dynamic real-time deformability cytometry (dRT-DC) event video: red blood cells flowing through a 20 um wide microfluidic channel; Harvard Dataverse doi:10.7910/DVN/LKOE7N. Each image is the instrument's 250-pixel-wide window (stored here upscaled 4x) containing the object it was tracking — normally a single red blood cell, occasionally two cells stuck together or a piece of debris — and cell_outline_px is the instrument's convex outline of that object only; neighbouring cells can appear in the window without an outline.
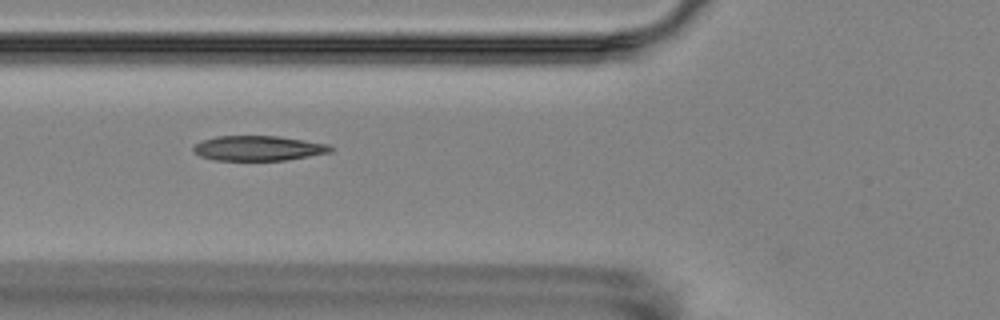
{"species": "Egyptian fruit bat (a non-hibernating species)", "species_latin": "Rousettus aegyptiacus", "temperature_condition": "room temperature", "stored_images_in_passage": 6, "camera_frame_rate_fps": 3000, "um_per_image_px": 0.085, "animal": {"sex": "female"}, "frame": {"image": 1, "passage_image": 5, "time_ms": 5.333, "image_size_px": [1000, 320], "cell_outline_px": [[332, 152], [284, 160], [216, 160], [200, 156], [192, 152], [192, 148], [196, 144], [204, 140], [216, 136], [280, 136], [328, 144], [332, 148]], "centroid_in_image_um": [21.94, 12.59], "position_along_channel_um": 103.9, "area_um2": 19.83}}
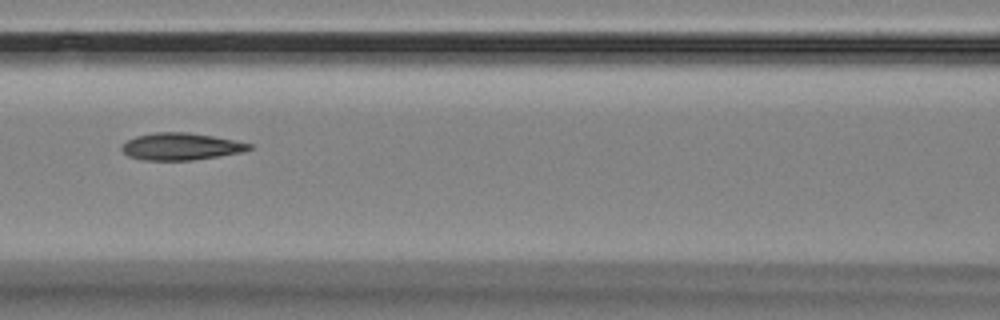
{"frame": {"image": 2, "passage_image": 6, "time_ms": 6.667, "image_size_px": [1000, 320], "cell_outline_px": [[252, 148], [244, 152], [192, 160], [144, 160], [128, 156], [120, 148], [128, 140], [136, 136], [152, 132], [188, 132], [212, 136], [252, 144]], "centroid_in_image_um": [15.37, 12.45], "position_along_channel_um": 151.2, "area_um2": 20.0}}